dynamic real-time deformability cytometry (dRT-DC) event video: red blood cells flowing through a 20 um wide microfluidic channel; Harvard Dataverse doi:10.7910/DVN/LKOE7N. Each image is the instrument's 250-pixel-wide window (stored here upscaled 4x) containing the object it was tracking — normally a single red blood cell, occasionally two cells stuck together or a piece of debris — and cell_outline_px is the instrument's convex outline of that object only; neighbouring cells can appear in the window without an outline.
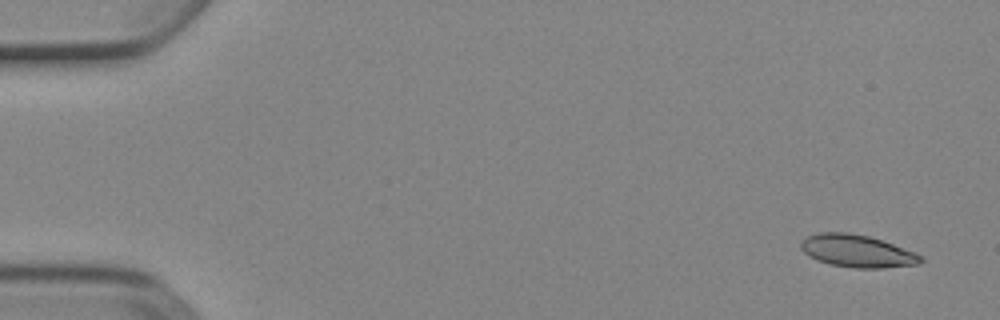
{"species": "Egyptian fruit bat (a non-hibernating species)", "species_latin": "Rousettus aegyptiacus", "temperature_condition": "cold", "stored_images_in_passage": 51, "camera_frame_rate_fps": 3000, "um_per_image_px": 0.085, "animal": {"sex": "female"}, "frame": {"image": 1, "passage_image": 1, "time_ms": 0.0, "image_size_px": [1000, 320], "cell_outline_px": [[924, 260], [920, 264], [884, 268], [856, 268], [828, 264], [808, 256], [800, 248], [800, 240], [808, 236], [820, 232], [848, 232], [868, 236], [916, 252]], "centroid_in_image_um": [72.83, 21.34], "position_along_channel_um": 12.2, "area_um2": 22.72}}
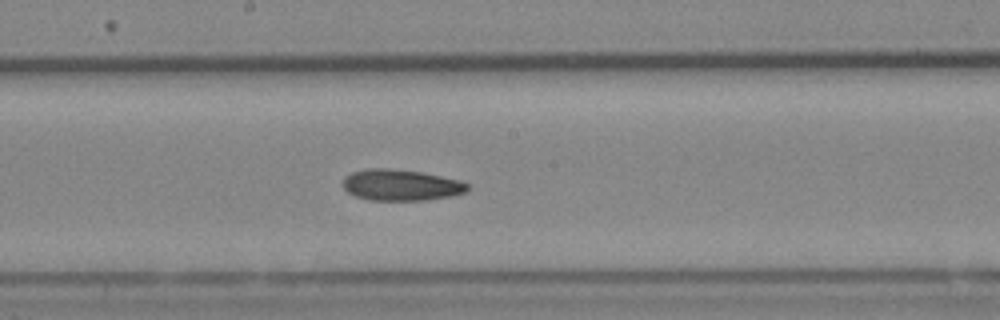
{"frame": {"image": 2, "passage_image": 27, "time_ms": 8.667, "image_size_px": [1000, 320], "cell_outline_px": [[472, 188], [468, 192], [452, 196], [428, 200], [368, 200], [356, 196], [348, 192], [344, 188], [344, 176], [352, 172], [368, 168], [388, 168], [420, 172], [460, 180], [468, 184]], "centroid_in_image_um": [34.13, 15.73], "position_along_channel_um": 214.1, "area_um2": 22.77}}
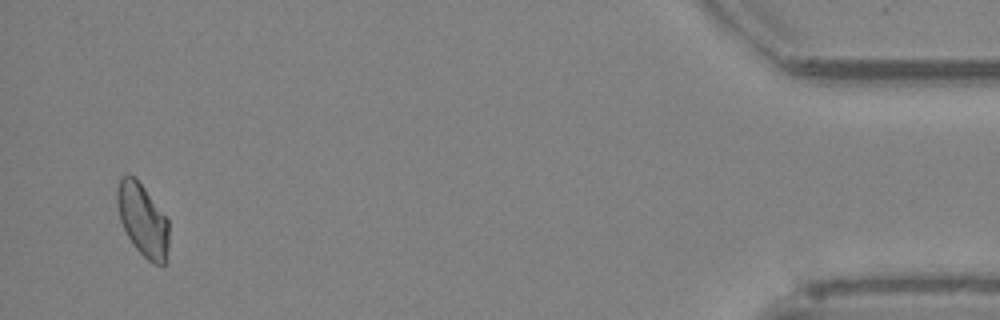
{"frame": {"image": 3, "passage_image": 49, "time_ms": 16.0, "image_size_px": [1000, 320], "cell_outline_px": [[168, 248], [164, 264], [156, 264], [148, 260], [136, 248], [128, 236], [120, 220], [116, 204], [116, 192], [120, 176], [136, 176], [168, 220]], "centroid_in_image_um": [12.11, 18.66], "position_along_channel_um": 423.1, "area_um2": 21.68}, "authors_computed_cell_mechanics": {"area_um2": 22.4264, "velocity_mm_per_s": 3.9025, "shape_relaxation_time_tau1_ms": 10.1429, "shape_relaxation_time_tau2_ms": 9.677, "deformation_change_tau1": 0.1659, "deformation_change_tau2": 0.1356}}